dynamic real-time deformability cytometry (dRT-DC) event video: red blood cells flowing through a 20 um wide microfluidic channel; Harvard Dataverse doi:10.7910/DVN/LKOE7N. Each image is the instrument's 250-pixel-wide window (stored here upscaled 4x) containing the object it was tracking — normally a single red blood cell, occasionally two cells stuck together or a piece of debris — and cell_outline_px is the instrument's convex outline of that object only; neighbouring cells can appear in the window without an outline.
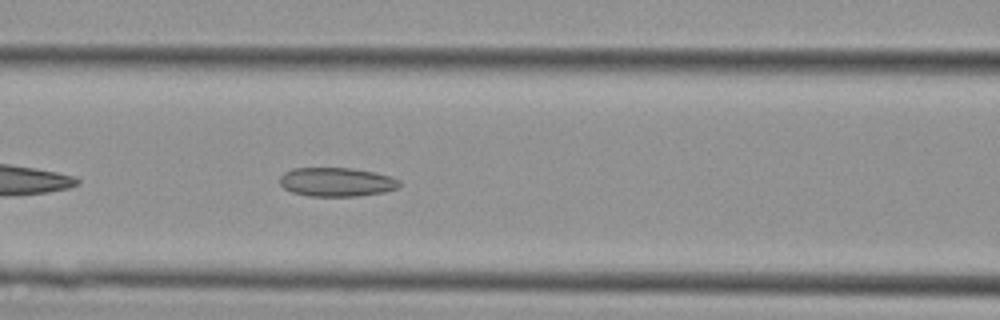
{"species": "Egyptian fruit bat (a non-hibernating species)", "species_latin": "Rousettus aegyptiacus", "temperature_condition": "cold", "stored_images_in_passage": 38, "camera_frame_rate_fps": 3000, "um_per_image_px": 0.085, "animal": {"sex": "female"}, "frame": {"image": 1, "passage_image": 13, "time_ms": 4.0, "image_size_px": [1000, 320], "cell_outline_px": [[400, 184], [396, 188], [384, 192], [356, 196], [308, 196], [292, 192], [284, 188], [280, 184], [280, 176], [284, 172], [292, 168], [352, 168], [372, 172], [388, 176], [400, 180]], "centroid_in_image_um": [28.57, 15.47], "position_along_channel_um": 138.0, "area_um2": 20.06}}
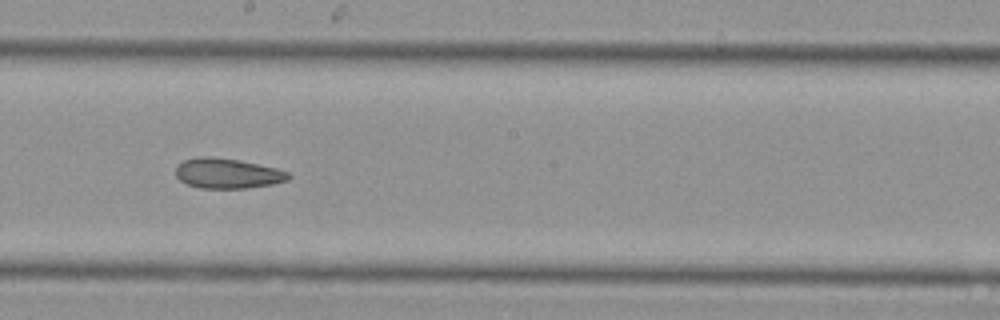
{"frame": {"image": 2, "passage_image": 19, "time_ms": 6.0, "image_size_px": [1000, 320], "cell_outline_px": [[292, 176], [288, 180], [272, 184], [248, 188], [200, 188], [188, 184], [180, 180], [176, 176], [176, 168], [184, 160], [200, 156], [212, 156], [240, 160], [276, 168], [288, 172]], "centroid_in_image_um": [19.35, 14.73], "position_along_channel_um": 228.8, "area_um2": 19.77}}
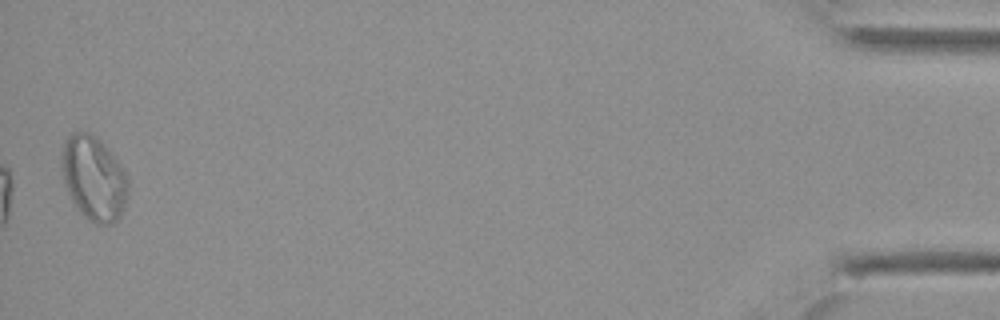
{"frame": {"image": 3, "passage_image": 38, "time_ms": 12.333, "image_size_px": [1000, 320], "cell_outline_px": [[128, 192], [120, 216], [112, 224], [96, 224], [88, 220], [76, 208], [68, 196], [64, 184], [60, 164], [60, 152], [64, 140], [72, 132], [88, 132], [96, 136], [100, 140], [124, 168], [128, 176]], "centroid_in_image_um": [7.93, 15.14], "position_along_channel_um": 427.3, "area_um2": 33.23}}